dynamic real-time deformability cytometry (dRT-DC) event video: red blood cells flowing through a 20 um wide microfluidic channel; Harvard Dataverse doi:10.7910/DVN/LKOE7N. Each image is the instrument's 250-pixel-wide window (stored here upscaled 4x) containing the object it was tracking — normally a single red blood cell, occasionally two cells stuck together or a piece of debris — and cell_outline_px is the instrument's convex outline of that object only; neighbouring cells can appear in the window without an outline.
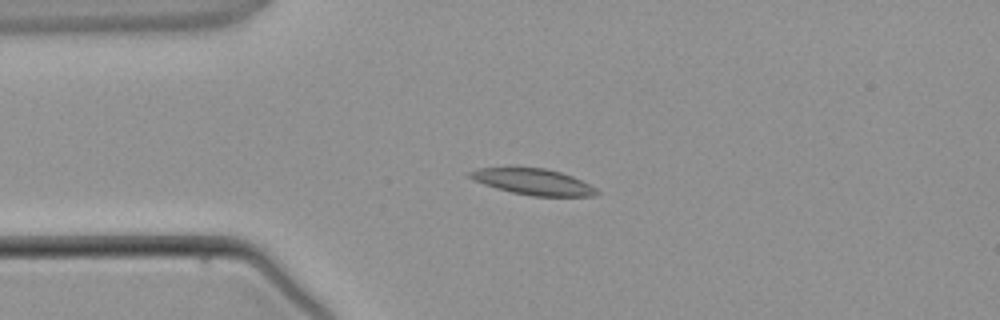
{"species": "common noctule bat (a hibernating species)", "species_latin": "Nyctalus noctula", "temperature_condition": "warm", "stored_images_in_passage": 3, "camera_frame_rate_fps": 3000, "um_per_image_px": 0.085, "animal": {"sex": "male", "body_mass_g": 21.5, "forearm_length_mm": 52.0}, "frame": {"image": 1, "passage_image": 3, "time_ms": 2.333, "image_size_px": [1000, 320], "cell_outline_px": [[600, 192], [596, 196], [532, 196], [512, 192], [496, 188], [472, 180], [468, 176], [468, 172], [480, 168], [544, 168], [560, 172], [572, 176], [596, 188]], "centroid_in_image_um": [45.32, 15.46], "position_along_channel_um": 39.7, "area_um2": 19.07}}